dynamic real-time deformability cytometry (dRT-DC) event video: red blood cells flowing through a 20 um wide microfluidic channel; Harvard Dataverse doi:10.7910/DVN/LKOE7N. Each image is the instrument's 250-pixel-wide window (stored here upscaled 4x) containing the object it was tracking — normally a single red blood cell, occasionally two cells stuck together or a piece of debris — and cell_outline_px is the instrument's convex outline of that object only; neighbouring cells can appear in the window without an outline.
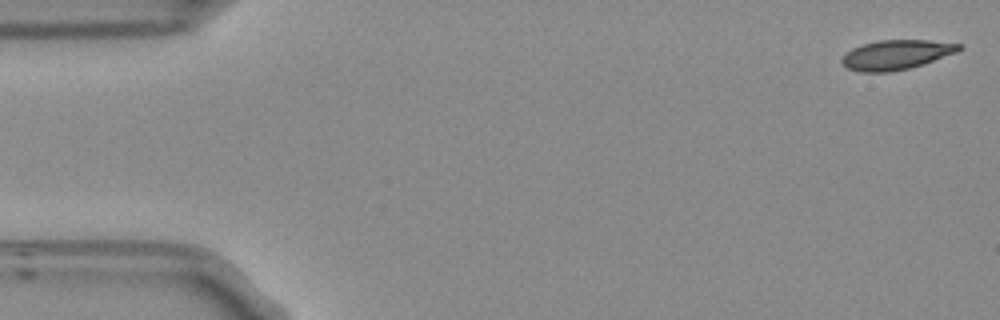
{"species": "Egyptian fruit bat (a non-hibernating species)", "species_latin": "Rousettus aegyptiacus", "temperature_condition": "room temperature", "stored_images_in_passage": 53, "camera_frame_rate_fps": 3000, "um_per_image_px": 0.085, "frame": {"image": 1, "passage_image": 1, "time_ms": 0.0, "image_size_px": [1000, 320], "cell_outline_px": [[964, 48], [956, 52], [924, 64], [908, 68], [888, 72], [860, 72], [848, 68], [840, 60], [852, 48], [864, 44], [880, 40], [928, 40], [964, 44]], "centroid_in_image_um": [76.23, 4.65], "position_along_channel_um": 8.8, "area_um2": 20.06}}
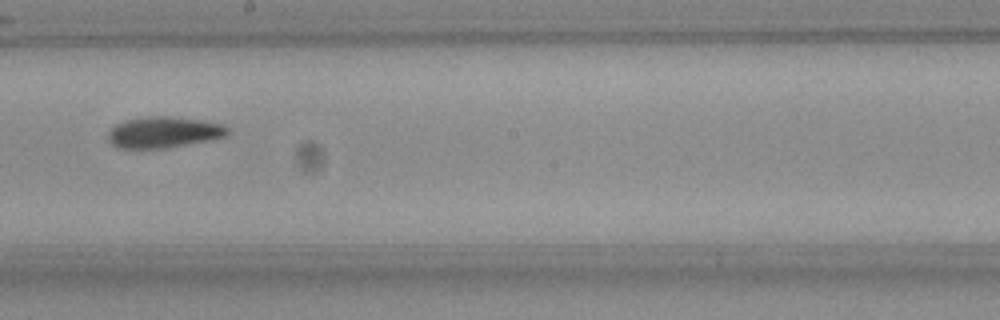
{"frame": {"image": 2, "passage_image": 29, "time_ms": 9.333, "image_size_px": [1000, 320], "cell_outline_px": [[232, 132], [224, 136], [212, 140], [164, 148], [116, 148], [108, 140], [108, 132], [116, 124], [124, 120], [148, 116], [172, 116], [204, 120], [224, 124]], "centroid_in_image_um": [13.94, 11.23], "position_along_channel_um": 234.3, "area_um2": 21.96}}
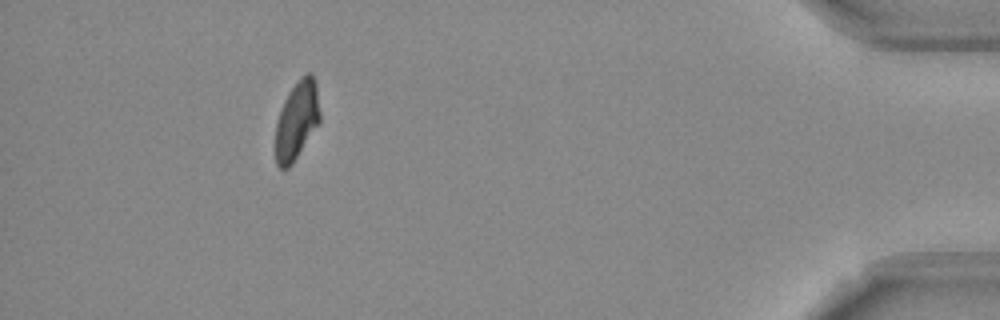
{"frame": {"image": 3, "passage_image": 48, "time_ms": 15.667, "image_size_px": [1000, 320], "cell_outline_px": [[320, 120], [292, 164], [288, 168], [280, 168], [276, 164], [276, 124], [284, 100], [288, 92], [300, 76], [308, 72], [312, 72], [316, 84], [320, 112]], "centroid_in_image_um": [25.23, 10.18], "position_along_channel_um": 410.0, "area_um2": 20.06}, "authors_computed_cell_mechanics": {"area_um2": 21.3282, "velocity_mm_per_s": 3.7622, "shape_relaxation_time_tau1_ms": 11.2973, "shape_relaxation_time_tau2_ms": null, "deformation_change_tau1": 0.2128, "deformation_change_tau2": null}}